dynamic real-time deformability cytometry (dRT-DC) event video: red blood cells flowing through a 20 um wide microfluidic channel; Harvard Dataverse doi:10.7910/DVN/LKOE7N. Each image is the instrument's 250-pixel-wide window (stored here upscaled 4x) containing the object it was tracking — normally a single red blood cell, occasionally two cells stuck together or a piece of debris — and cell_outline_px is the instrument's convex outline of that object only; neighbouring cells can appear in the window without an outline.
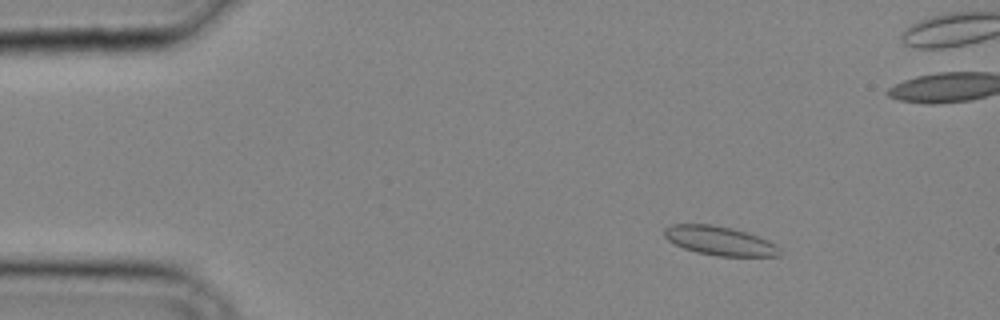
{"species": "common noctule bat (a hibernating species)", "species_latin": "Nyctalus noctula", "temperature_condition": "cold", "stored_images_in_passage": 34, "camera_frame_rate_fps": 3000, "um_per_image_px": 0.085, "animal": {"sex": "male", "body_mass_g": 20.4}, "frame": {"image": 1, "passage_image": 5, "time_ms": 1.333, "image_size_px": [1000, 320], "cell_outline_px": [[780, 256], [716, 256], [696, 252], [684, 248], [668, 240], [664, 236], [664, 228], [672, 224], [708, 224], [732, 228], [768, 240], [776, 244], [780, 248]], "centroid_in_image_um": [61.16, 20.47], "position_along_channel_um": 23.8, "area_um2": 19.36}}
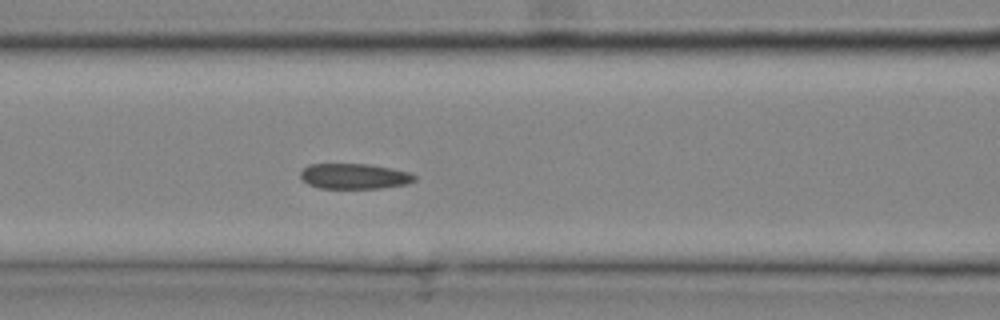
{"frame": {"image": 2, "passage_image": 15, "time_ms": 4.667, "image_size_px": [1000, 320], "cell_outline_px": [[416, 180], [408, 184], [380, 188], [320, 188], [308, 184], [300, 176], [300, 172], [308, 164], [368, 164], [392, 168], [408, 172], [416, 176]], "centroid_in_image_um": [30.13, 14.98], "position_along_channel_um": 136.5, "area_um2": 16.88}}
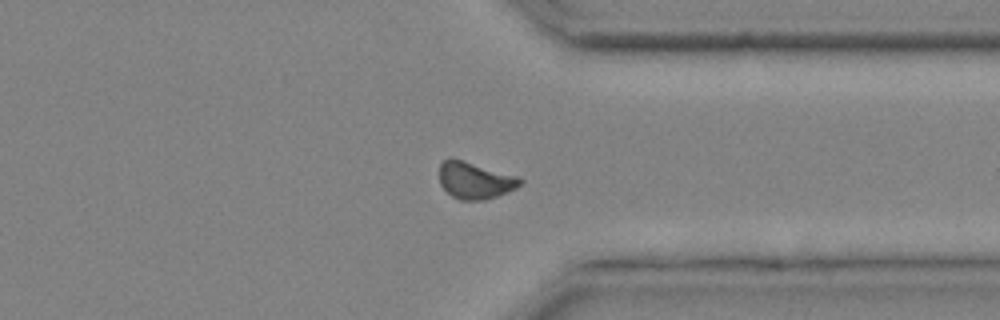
{"frame": {"image": 3, "passage_image": 28, "time_ms": 9.0, "image_size_px": [1000, 320], "cell_outline_px": [[524, 180], [516, 188], [508, 192], [484, 200], [460, 200], [452, 196], [440, 184], [440, 164], [448, 156], [520, 176]], "centroid_in_image_um": [40.39, 15.32], "position_along_channel_um": 371.0, "area_um2": 17.46}}